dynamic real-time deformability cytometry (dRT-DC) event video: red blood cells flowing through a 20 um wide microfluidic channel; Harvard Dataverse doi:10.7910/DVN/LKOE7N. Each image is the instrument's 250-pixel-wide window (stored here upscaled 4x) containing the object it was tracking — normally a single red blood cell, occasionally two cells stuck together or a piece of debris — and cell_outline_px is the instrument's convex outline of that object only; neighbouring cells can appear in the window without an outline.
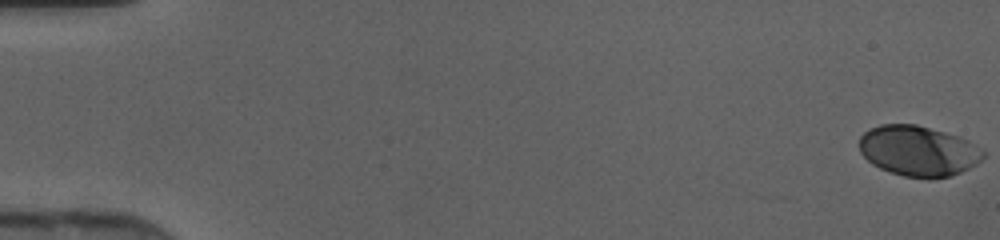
{"species": "human", "species_latin": "Homo sapiens", "temperature_condition": "cold", "stored_images_in_passage": 47, "camera_frame_rate_fps": 3000, "um_per_image_px": 0.085, "donor": {"sex": "female"}, "frame": {"image": 1, "passage_image": 1, "time_ms": 0.0, "image_size_px": [1000, 240], "cell_outline_px": [[984, 156], [976, 164], [960, 172], [948, 176], [904, 176], [880, 168], [872, 164], [860, 152], [860, 136], [864, 132], [880, 124], [916, 124], [960, 136], [968, 140], [984, 152]], "centroid_in_image_um": [78.03, 12.79], "position_along_channel_um": 7.0, "area_um2": 35.72}}
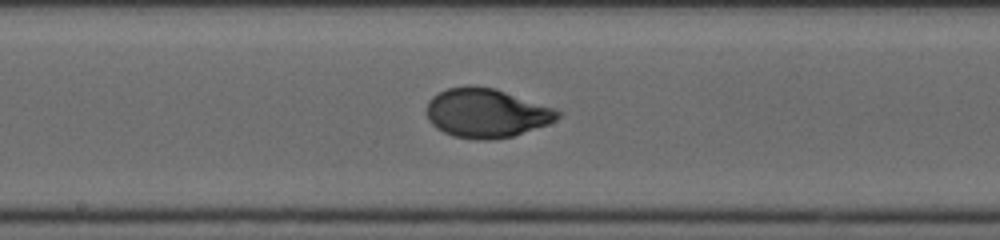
{"frame": {"image": 2, "passage_image": 26, "time_ms": 8.333, "image_size_px": [1000, 240], "cell_outline_px": [[564, 112], [556, 120], [548, 124], [512, 136], [488, 140], [476, 140], [452, 136], [436, 128], [428, 120], [424, 112], [428, 100], [432, 96], [448, 88], [468, 84], [496, 88], [556, 108]], "centroid_in_image_um": [41.33, 9.59], "position_along_channel_um": 206.9, "area_um2": 38.15}}
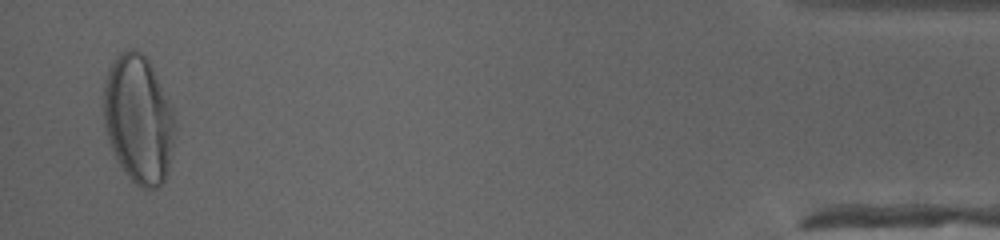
{"frame": {"image": 3, "passage_image": 46, "time_ms": 15.0, "image_size_px": [1000, 240], "cell_outline_px": [[176, 120], [168, 172], [164, 180], [156, 188], [144, 188], [136, 184], [124, 172], [108, 140], [104, 128], [104, 80], [108, 68], [116, 56], [120, 52], [128, 48], [132, 48], [140, 52], [148, 60], [172, 104]], "centroid_in_image_um": [11.77, 10.1], "position_along_channel_um": 423.4, "area_um2": 53.41}}